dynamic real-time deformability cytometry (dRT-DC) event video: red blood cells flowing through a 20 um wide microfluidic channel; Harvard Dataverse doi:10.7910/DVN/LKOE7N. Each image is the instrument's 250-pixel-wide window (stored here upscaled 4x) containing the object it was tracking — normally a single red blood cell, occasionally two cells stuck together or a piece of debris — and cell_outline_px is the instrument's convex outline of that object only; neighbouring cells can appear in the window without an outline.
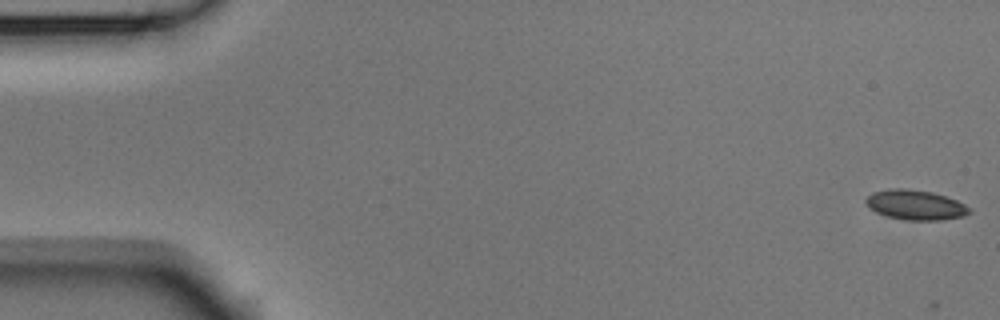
{"species": "Egyptian fruit bat (a non-hibernating species)", "species_latin": "Rousettus aegyptiacus", "temperature_condition": "room temperature", "stored_images_in_passage": 7, "camera_frame_rate_fps": 3000, "um_per_image_px": 0.085, "animal": {"sex": "male"}, "frame": {"image": 1, "passage_image": 1, "time_ms": 0.0, "image_size_px": [1000, 320], "cell_outline_px": [[972, 212], [964, 216], [940, 220], [904, 220], [888, 216], [876, 212], [868, 208], [864, 204], [864, 200], [872, 192], [888, 188], [908, 188], [932, 192], [956, 200], [972, 208]], "centroid_in_image_um": [77.79, 17.41], "position_along_channel_um": 7.2, "area_um2": 18.26}}